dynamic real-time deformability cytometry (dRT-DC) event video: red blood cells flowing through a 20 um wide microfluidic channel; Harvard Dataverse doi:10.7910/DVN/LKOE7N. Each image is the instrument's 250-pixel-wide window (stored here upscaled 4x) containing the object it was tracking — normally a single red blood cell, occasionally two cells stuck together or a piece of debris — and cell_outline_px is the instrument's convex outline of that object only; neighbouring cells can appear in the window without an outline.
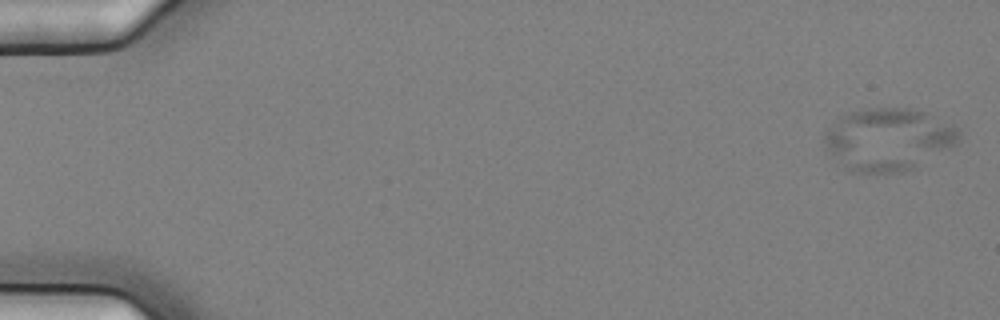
{"species": "common noctule bat (a hibernating species)", "species_latin": "Nyctalus noctula", "temperature_condition": "cold", "stored_images_in_passage": 7, "camera_frame_rate_fps": 3000, "um_per_image_px": 0.085, "animal": {"sex": "female", "body_mass_g": 25.1}, "frame": {"image": 1, "passage_image": 1, "time_ms": 0.0, "image_size_px": [1000, 320], "cell_outline_px": [[960, 140], [956, 144], [912, 168], [904, 172], [884, 176], [848, 172], [824, 148], [824, 136], [828, 128], [840, 116], [848, 112], [868, 108], [912, 108], [924, 112], [952, 124], [960, 128]], "centroid_in_image_um": [75.46, 11.88], "position_along_channel_um": 9.5, "area_um2": 49.77}}
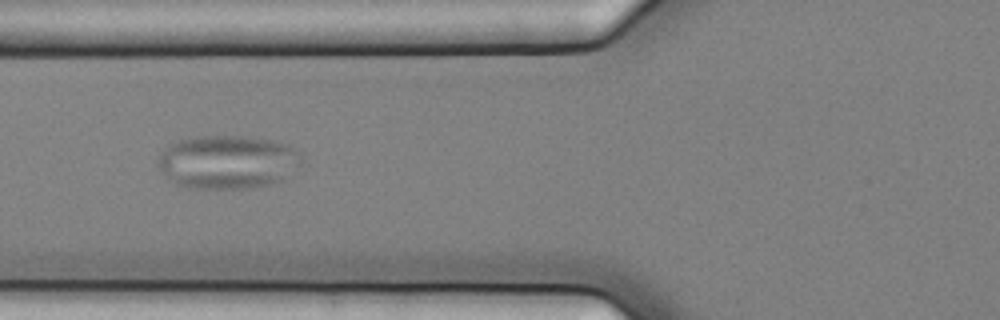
{"frame": {"image": 2, "passage_image": 7, "time_ms": 2.0, "image_size_px": [1000, 320], "cell_outline_px": [[300, 164], [284, 180], [268, 184], [244, 188], [188, 188], [176, 184], [168, 180], [164, 176], [156, 164], [156, 160], [164, 148], [168, 144], [176, 140], [196, 136], [240, 136], [272, 140], [288, 144], [300, 156]], "centroid_in_image_um": [19.27, 13.76], "position_along_channel_um": 106.5, "area_um2": 45.03}}